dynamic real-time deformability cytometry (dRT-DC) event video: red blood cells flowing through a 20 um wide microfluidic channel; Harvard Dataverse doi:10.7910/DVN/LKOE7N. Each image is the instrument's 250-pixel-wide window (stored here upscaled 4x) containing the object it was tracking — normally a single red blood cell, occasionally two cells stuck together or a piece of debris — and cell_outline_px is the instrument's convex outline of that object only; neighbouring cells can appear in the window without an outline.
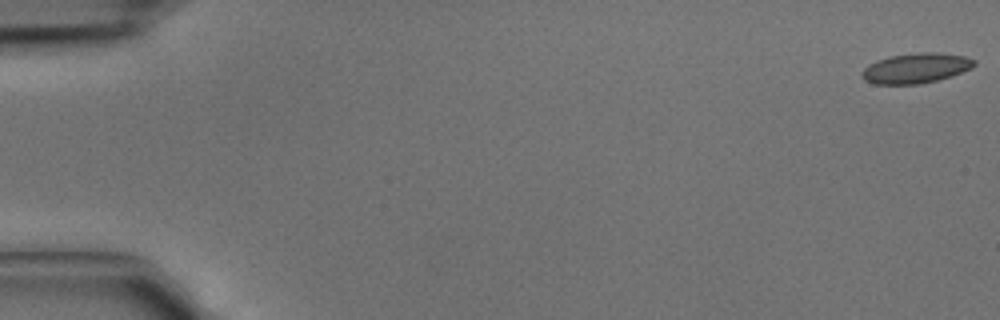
{"species": "common noctule bat (a hibernating species)", "species_latin": "Nyctalus noctula", "temperature_condition": "cold", "stored_images_in_passage": 7, "camera_frame_rate_fps": 3000, "um_per_image_px": 0.085, "animal": {"sex": "male", "body_mass_g": 15.6}, "frame": {"image": 1, "passage_image": 1, "time_ms": 0.0, "image_size_px": [1000, 320], "cell_outline_px": [[976, 64], [972, 68], [952, 76], [920, 84], [872, 84], [864, 80], [860, 76], [860, 72], [868, 64], [876, 60], [892, 56], [920, 52], [936, 52], [964, 56], [976, 60]], "centroid_in_image_um": [77.83, 5.8], "position_along_channel_um": 7.2, "area_um2": 19.83}}